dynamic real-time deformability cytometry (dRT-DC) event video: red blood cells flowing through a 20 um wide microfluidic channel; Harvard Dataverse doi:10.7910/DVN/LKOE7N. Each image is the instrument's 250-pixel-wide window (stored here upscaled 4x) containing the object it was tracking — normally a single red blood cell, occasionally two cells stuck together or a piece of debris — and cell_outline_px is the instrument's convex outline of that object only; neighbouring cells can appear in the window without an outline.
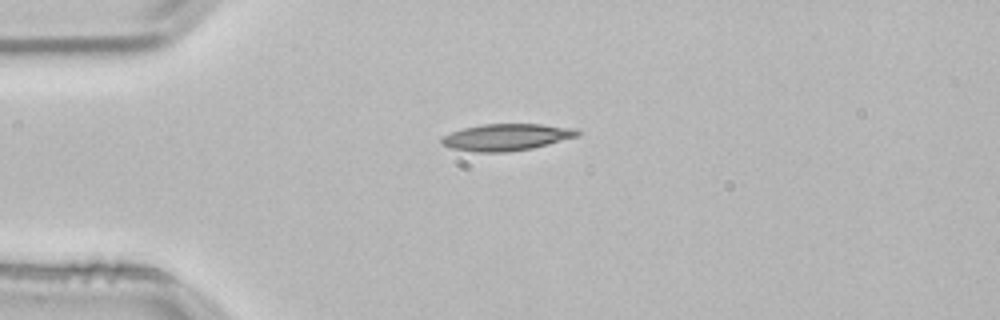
{"species": "common noctule bat (a hibernating species)", "species_latin": "Nyctalus noctula", "temperature_condition": "room temperature", "stored_images_in_passage": 2, "camera_frame_rate_fps": 3000, "um_per_image_px": 0.085, "animal": {"sex": "male", "body_mass_g": 21.5, "forearm_length_mm": 52.0}, "frame": {"image": 1, "passage_image": 1, "time_ms": 0.0, "image_size_px": [1000, 320], "cell_outline_px": [[580, 136], [532, 148], [508, 152], [476, 152], [452, 148], [440, 144], [440, 140], [444, 136], [452, 132], [464, 128], [484, 124], [540, 124], [576, 128], [580, 132]], "centroid_in_image_um": [43.08, 11.66], "position_along_channel_um": 41.9, "area_um2": 21.15}}